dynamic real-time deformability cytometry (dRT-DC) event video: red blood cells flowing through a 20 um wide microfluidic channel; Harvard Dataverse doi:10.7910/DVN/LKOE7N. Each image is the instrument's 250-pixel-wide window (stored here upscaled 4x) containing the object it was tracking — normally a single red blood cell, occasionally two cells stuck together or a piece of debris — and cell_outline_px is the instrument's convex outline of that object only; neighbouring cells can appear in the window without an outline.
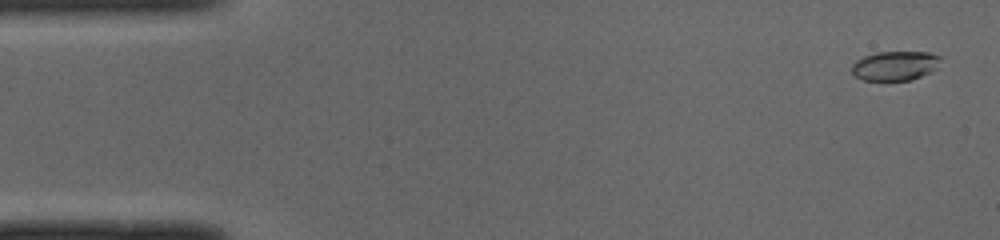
{"species": "common noctule bat (a hibernating species)", "species_latin": "Nyctalus noctula", "temperature_condition": "cold", "stored_images_in_passage": 50, "camera_frame_rate_fps": 3000, "um_per_image_px": 0.085, "animal": {"sex": "male", "body_mass_g": 19.0, "forearm_length_mm": 50.8}, "frame": {"image": 1, "passage_image": 2, "time_ms": 0.333, "image_size_px": [1000, 240], "cell_outline_px": [[940, 60], [936, 68], [932, 72], [912, 80], [864, 80], [856, 76], [852, 72], [852, 64], [856, 60], [864, 56], [876, 52], [928, 52], [940, 56]], "centroid_in_image_um": [76.09, 5.59], "position_along_channel_um": 8.9, "area_um2": 15.2}}
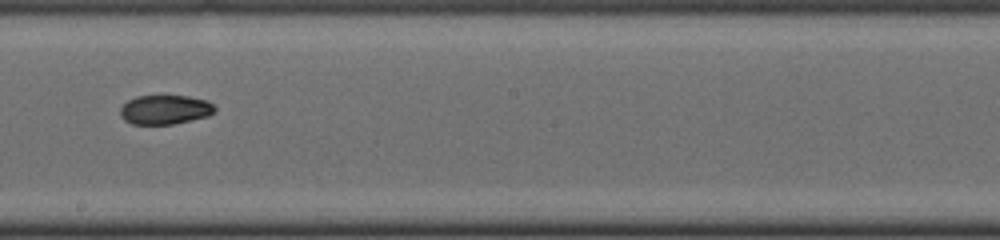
{"frame": {"image": 2, "passage_image": 28, "time_ms": 9.0, "image_size_px": [1000, 240], "cell_outline_px": [[216, 112], [208, 116], [172, 124], [132, 124], [124, 120], [120, 116], [120, 108], [128, 100], [136, 96], [188, 96], [208, 100], [216, 108]], "centroid_in_image_um": [14.03, 9.32], "position_along_channel_um": 234.2, "area_um2": 16.18}}
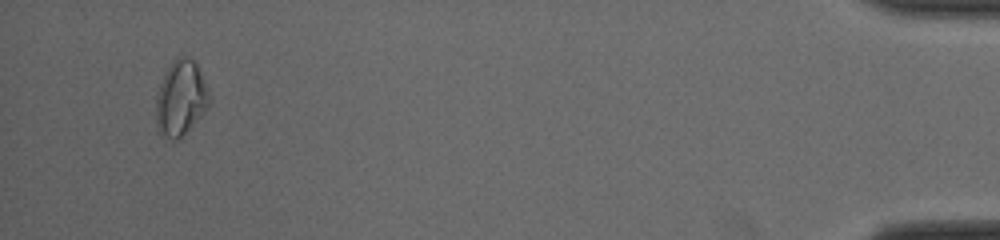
{"frame": {"image": 3, "passage_image": 48, "time_ms": 15.667, "image_size_px": [1000, 240], "cell_outline_px": [[208, 104], [184, 132], [176, 140], [164, 136], [160, 132], [156, 124], [156, 96], [164, 72], [176, 56], [188, 56], [196, 60], [208, 92]], "centroid_in_image_um": [15.32, 8.25], "position_along_channel_um": 419.9, "area_um2": 22.66}, "authors_computed_cell_mechanics": {"area_um2": 16.8776, "velocity_mm_per_s": 3.9998, "shape_relaxation_time_tau1_ms": 4.9874, "shape_relaxation_time_tau2_ms": 3.3747, "deformation_change_tau1": 0.1515, "deformation_change_tau2": 0.0606}}